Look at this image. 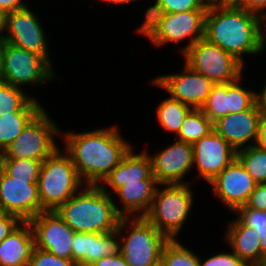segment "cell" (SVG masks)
<instances>
[{"label": "cell", "mask_w": 266, "mask_h": 266, "mask_svg": "<svg viewBox=\"0 0 266 266\" xmlns=\"http://www.w3.org/2000/svg\"><path fill=\"white\" fill-rule=\"evenodd\" d=\"M50 118L43 108L0 154V159H32L44 162L59 148L54 137L60 136L61 130Z\"/></svg>", "instance_id": "obj_8"}, {"label": "cell", "mask_w": 266, "mask_h": 266, "mask_svg": "<svg viewBox=\"0 0 266 266\" xmlns=\"http://www.w3.org/2000/svg\"><path fill=\"white\" fill-rule=\"evenodd\" d=\"M159 186L156 179H143L139 182H124L115 193L119 197V203H122L123 209H120L122 217L134 216L144 217L149 211L155 191Z\"/></svg>", "instance_id": "obj_22"}, {"label": "cell", "mask_w": 266, "mask_h": 266, "mask_svg": "<svg viewBox=\"0 0 266 266\" xmlns=\"http://www.w3.org/2000/svg\"><path fill=\"white\" fill-rule=\"evenodd\" d=\"M35 248V238L29 222H21L0 243V266H28Z\"/></svg>", "instance_id": "obj_21"}, {"label": "cell", "mask_w": 266, "mask_h": 266, "mask_svg": "<svg viewBox=\"0 0 266 266\" xmlns=\"http://www.w3.org/2000/svg\"><path fill=\"white\" fill-rule=\"evenodd\" d=\"M7 12L0 9V42L4 41L5 35H2L7 29Z\"/></svg>", "instance_id": "obj_43"}, {"label": "cell", "mask_w": 266, "mask_h": 266, "mask_svg": "<svg viewBox=\"0 0 266 266\" xmlns=\"http://www.w3.org/2000/svg\"><path fill=\"white\" fill-rule=\"evenodd\" d=\"M122 217L118 231L121 240V254L129 266H160L161 253L169 240L145 217ZM130 222V223H128ZM131 227L127 236L123 231Z\"/></svg>", "instance_id": "obj_6"}, {"label": "cell", "mask_w": 266, "mask_h": 266, "mask_svg": "<svg viewBox=\"0 0 266 266\" xmlns=\"http://www.w3.org/2000/svg\"><path fill=\"white\" fill-rule=\"evenodd\" d=\"M90 266H129L122 254L110 255L93 262Z\"/></svg>", "instance_id": "obj_40"}, {"label": "cell", "mask_w": 266, "mask_h": 266, "mask_svg": "<svg viewBox=\"0 0 266 266\" xmlns=\"http://www.w3.org/2000/svg\"><path fill=\"white\" fill-rule=\"evenodd\" d=\"M120 236L118 229L109 233L75 232L72 260L78 266H90L105 256L119 255L121 254Z\"/></svg>", "instance_id": "obj_19"}, {"label": "cell", "mask_w": 266, "mask_h": 266, "mask_svg": "<svg viewBox=\"0 0 266 266\" xmlns=\"http://www.w3.org/2000/svg\"><path fill=\"white\" fill-rule=\"evenodd\" d=\"M0 206L6 214L15 215L22 222H29L43 212L38 180L15 179L0 168Z\"/></svg>", "instance_id": "obj_11"}, {"label": "cell", "mask_w": 266, "mask_h": 266, "mask_svg": "<svg viewBox=\"0 0 266 266\" xmlns=\"http://www.w3.org/2000/svg\"><path fill=\"white\" fill-rule=\"evenodd\" d=\"M246 206L266 211V183H260L255 186Z\"/></svg>", "instance_id": "obj_38"}, {"label": "cell", "mask_w": 266, "mask_h": 266, "mask_svg": "<svg viewBox=\"0 0 266 266\" xmlns=\"http://www.w3.org/2000/svg\"><path fill=\"white\" fill-rule=\"evenodd\" d=\"M15 215L4 214L0 218V243L21 223Z\"/></svg>", "instance_id": "obj_39"}, {"label": "cell", "mask_w": 266, "mask_h": 266, "mask_svg": "<svg viewBox=\"0 0 266 266\" xmlns=\"http://www.w3.org/2000/svg\"><path fill=\"white\" fill-rule=\"evenodd\" d=\"M242 77L229 83V113L236 114L251 109L257 101V91L240 86Z\"/></svg>", "instance_id": "obj_32"}, {"label": "cell", "mask_w": 266, "mask_h": 266, "mask_svg": "<svg viewBox=\"0 0 266 266\" xmlns=\"http://www.w3.org/2000/svg\"><path fill=\"white\" fill-rule=\"evenodd\" d=\"M4 82L20 88L29 84H46L55 72L43 56L2 42Z\"/></svg>", "instance_id": "obj_10"}, {"label": "cell", "mask_w": 266, "mask_h": 266, "mask_svg": "<svg viewBox=\"0 0 266 266\" xmlns=\"http://www.w3.org/2000/svg\"><path fill=\"white\" fill-rule=\"evenodd\" d=\"M56 212L74 232L109 233L118 229L120 208L105 187L86 185Z\"/></svg>", "instance_id": "obj_3"}, {"label": "cell", "mask_w": 266, "mask_h": 266, "mask_svg": "<svg viewBox=\"0 0 266 266\" xmlns=\"http://www.w3.org/2000/svg\"><path fill=\"white\" fill-rule=\"evenodd\" d=\"M37 114H6L0 117V154L16 140Z\"/></svg>", "instance_id": "obj_29"}, {"label": "cell", "mask_w": 266, "mask_h": 266, "mask_svg": "<svg viewBox=\"0 0 266 266\" xmlns=\"http://www.w3.org/2000/svg\"><path fill=\"white\" fill-rule=\"evenodd\" d=\"M260 266H266V258L262 261Z\"/></svg>", "instance_id": "obj_50"}, {"label": "cell", "mask_w": 266, "mask_h": 266, "mask_svg": "<svg viewBox=\"0 0 266 266\" xmlns=\"http://www.w3.org/2000/svg\"><path fill=\"white\" fill-rule=\"evenodd\" d=\"M152 174L160 186L165 184H187L182 179L194 167L193 146L174 140L166 149L150 156Z\"/></svg>", "instance_id": "obj_15"}, {"label": "cell", "mask_w": 266, "mask_h": 266, "mask_svg": "<svg viewBox=\"0 0 266 266\" xmlns=\"http://www.w3.org/2000/svg\"><path fill=\"white\" fill-rule=\"evenodd\" d=\"M261 115L262 112L257 102L251 109L236 114L229 113L219 118L213 123L214 131L237 152L255 145L247 143L253 138L256 142Z\"/></svg>", "instance_id": "obj_18"}, {"label": "cell", "mask_w": 266, "mask_h": 266, "mask_svg": "<svg viewBox=\"0 0 266 266\" xmlns=\"http://www.w3.org/2000/svg\"><path fill=\"white\" fill-rule=\"evenodd\" d=\"M6 31L4 42L39 54L51 64L43 27L28 7L7 14Z\"/></svg>", "instance_id": "obj_14"}, {"label": "cell", "mask_w": 266, "mask_h": 266, "mask_svg": "<svg viewBox=\"0 0 266 266\" xmlns=\"http://www.w3.org/2000/svg\"><path fill=\"white\" fill-rule=\"evenodd\" d=\"M200 109L212 123L227 116L229 114V83L215 84Z\"/></svg>", "instance_id": "obj_28"}, {"label": "cell", "mask_w": 266, "mask_h": 266, "mask_svg": "<svg viewBox=\"0 0 266 266\" xmlns=\"http://www.w3.org/2000/svg\"><path fill=\"white\" fill-rule=\"evenodd\" d=\"M35 238V247L53 255L72 260L74 231L56 211H43L29 221Z\"/></svg>", "instance_id": "obj_12"}, {"label": "cell", "mask_w": 266, "mask_h": 266, "mask_svg": "<svg viewBox=\"0 0 266 266\" xmlns=\"http://www.w3.org/2000/svg\"><path fill=\"white\" fill-rule=\"evenodd\" d=\"M152 84L167 91L171 98L192 109H200L215 85L202 74L184 64L183 74L161 75L151 80Z\"/></svg>", "instance_id": "obj_13"}, {"label": "cell", "mask_w": 266, "mask_h": 266, "mask_svg": "<svg viewBox=\"0 0 266 266\" xmlns=\"http://www.w3.org/2000/svg\"><path fill=\"white\" fill-rule=\"evenodd\" d=\"M143 179H156L152 174L151 159L146 150L136 154L131 148L99 186L108 185L115 194L124 186V182H139Z\"/></svg>", "instance_id": "obj_20"}, {"label": "cell", "mask_w": 266, "mask_h": 266, "mask_svg": "<svg viewBox=\"0 0 266 266\" xmlns=\"http://www.w3.org/2000/svg\"><path fill=\"white\" fill-rule=\"evenodd\" d=\"M211 0H155L145 12L178 13L192 10H208Z\"/></svg>", "instance_id": "obj_33"}, {"label": "cell", "mask_w": 266, "mask_h": 266, "mask_svg": "<svg viewBox=\"0 0 266 266\" xmlns=\"http://www.w3.org/2000/svg\"><path fill=\"white\" fill-rule=\"evenodd\" d=\"M229 222L226 240L231 250L248 266H260L262 251L259 234L253 228L244 226L237 218Z\"/></svg>", "instance_id": "obj_23"}, {"label": "cell", "mask_w": 266, "mask_h": 266, "mask_svg": "<svg viewBox=\"0 0 266 266\" xmlns=\"http://www.w3.org/2000/svg\"><path fill=\"white\" fill-rule=\"evenodd\" d=\"M237 158L257 184L266 183V149L249 146L237 151Z\"/></svg>", "instance_id": "obj_27"}, {"label": "cell", "mask_w": 266, "mask_h": 266, "mask_svg": "<svg viewBox=\"0 0 266 266\" xmlns=\"http://www.w3.org/2000/svg\"><path fill=\"white\" fill-rule=\"evenodd\" d=\"M3 55H2V42H0V82H4V74H3Z\"/></svg>", "instance_id": "obj_46"}, {"label": "cell", "mask_w": 266, "mask_h": 266, "mask_svg": "<svg viewBox=\"0 0 266 266\" xmlns=\"http://www.w3.org/2000/svg\"><path fill=\"white\" fill-rule=\"evenodd\" d=\"M204 38L244 64L242 55H256L265 49L264 20L232 1L211 0Z\"/></svg>", "instance_id": "obj_1"}, {"label": "cell", "mask_w": 266, "mask_h": 266, "mask_svg": "<svg viewBox=\"0 0 266 266\" xmlns=\"http://www.w3.org/2000/svg\"><path fill=\"white\" fill-rule=\"evenodd\" d=\"M26 7L22 0H0V9L7 13Z\"/></svg>", "instance_id": "obj_42"}, {"label": "cell", "mask_w": 266, "mask_h": 266, "mask_svg": "<svg viewBox=\"0 0 266 266\" xmlns=\"http://www.w3.org/2000/svg\"><path fill=\"white\" fill-rule=\"evenodd\" d=\"M234 213L244 226L253 228L256 231L266 230V211L256 210L246 205L237 208Z\"/></svg>", "instance_id": "obj_34"}, {"label": "cell", "mask_w": 266, "mask_h": 266, "mask_svg": "<svg viewBox=\"0 0 266 266\" xmlns=\"http://www.w3.org/2000/svg\"><path fill=\"white\" fill-rule=\"evenodd\" d=\"M192 146L198 176L208 183L237 158V152L214 130Z\"/></svg>", "instance_id": "obj_17"}, {"label": "cell", "mask_w": 266, "mask_h": 266, "mask_svg": "<svg viewBox=\"0 0 266 266\" xmlns=\"http://www.w3.org/2000/svg\"><path fill=\"white\" fill-rule=\"evenodd\" d=\"M207 10H192L178 13L147 12L137 31L146 36L155 46L179 43L186 38L188 45L184 54L196 41L204 38Z\"/></svg>", "instance_id": "obj_4"}, {"label": "cell", "mask_w": 266, "mask_h": 266, "mask_svg": "<svg viewBox=\"0 0 266 266\" xmlns=\"http://www.w3.org/2000/svg\"><path fill=\"white\" fill-rule=\"evenodd\" d=\"M183 56L186 65L214 84L231 83L243 76L244 64L206 38L196 41Z\"/></svg>", "instance_id": "obj_9"}, {"label": "cell", "mask_w": 266, "mask_h": 266, "mask_svg": "<svg viewBox=\"0 0 266 266\" xmlns=\"http://www.w3.org/2000/svg\"><path fill=\"white\" fill-rule=\"evenodd\" d=\"M161 266H200V258L176 239H169L161 253Z\"/></svg>", "instance_id": "obj_30"}, {"label": "cell", "mask_w": 266, "mask_h": 266, "mask_svg": "<svg viewBox=\"0 0 266 266\" xmlns=\"http://www.w3.org/2000/svg\"><path fill=\"white\" fill-rule=\"evenodd\" d=\"M187 184H165L156 188L151 207L144 216L168 239H176L192 208L193 194Z\"/></svg>", "instance_id": "obj_7"}, {"label": "cell", "mask_w": 266, "mask_h": 266, "mask_svg": "<svg viewBox=\"0 0 266 266\" xmlns=\"http://www.w3.org/2000/svg\"><path fill=\"white\" fill-rule=\"evenodd\" d=\"M43 107L21 88L0 82V117L6 114H38Z\"/></svg>", "instance_id": "obj_24"}, {"label": "cell", "mask_w": 266, "mask_h": 266, "mask_svg": "<svg viewBox=\"0 0 266 266\" xmlns=\"http://www.w3.org/2000/svg\"><path fill=\"white\" fill-rule=\"evenodd\" d=\"M200 266H248L241 258L234 252L219 253L201 261Z\"/></svg>", "instance_id": "obj_36"}, {"label": "cell", "mask_w": 266, "mask_h": 266, "mask_svg": "<svg viewBox=\"0 0 266 266\" xmlns=\"http://www.w3.org/2000/svg\"><path fill=\"white\" fill-rule=\"evenodd\" d=\"M237 7L266 19V0H231ZM264 11V12H263Z\"/></svg>", "instance_id": "obj_37"}, {"label": "cell", "mask_w": 266, "mask_h": 266, "mask_svg": "<svg viewBox=\"0 0 266 266\" xmlns=\"http://www.w3.org/2000/svg\"><path fill=\"white\" fill-rule=\"evenodd\" d=\"M256 146L266 149V115L262 114L259 120V128L255 142Z\"/></svg>", "instance_id": "obj_41"}, {"label": "cell", "mask_w": 266, "mask_h": 266, "mask_svg": "<svg viewBox=\"0 0 266 266\" xmlns=\"http://www.w3.org/2000/svg\"><path fill=\"white\" fill-rule=\"evenodd\" d=\"M65 153V154H64ZM58 148L43 163L38 177V191L43 211H56L70 199L84 182L66 152Z\"/></svg>", "instance_id": "obj_5"}, {"label": "cell", "mask_w": 266, "mask_h": 266, "mask_svg": "<svg viewBox=\"0 0 266 266\" xmlns=\"http://www.w3.org/2000/svg\"><path fill=\"white\" fill-rule=\"evenodd\" d=\"M210 184L213 192L230 211L246 205L257 185L238 158L219 173Z\"/></svg>", "instance_id": "obj_16"}, {"label": "cell", "mask_w": 266, "mask_h": 266, "mask_svg": "<svg viewBox=\"0 0 266 266\" xmlns=\"http://www.w3.org/2000/svg\"><path fill=\"white\" fill-rule=\"evenodd\" d=\"M28 266H78L73 260L59 258L52 253L34 248Z\"/></svg>", "instance_id": "obj_35"}, {"label": "cell", "mask_w": 266, "mask_h": 266, "mask_svg": "<svg viewBox=\"0 0 266 266\" xmlns=\"http://www.w3.org/2000/svg\"><path fill=\"white\" fill-rule=\"evenodd\" d=\"M65 152L85 185L99 186L132 148L116 126L83 133L62 132Z\"/></svg>", "instance_id": "obj_2"}, {"label": "cell", "mask_w": 266, "mask_h": 266, "mask_svg": "<svg viewBox=\"0 0 266 266\" xmlns=\"http://www.w3.org/2000/svg\"><path fill=\"white\" fill-rule=\"evenodd\" d=\"M191 110V107L169 96V98L163 100L156 108V115L159 124L165 130L174 132L176 137L185 117Z\"/></svg>", "instance_id": "obj_25"}, {"label": "cell", "mask_w": 266, "mask_h": 266, "mask_svg": "<svg viewBox=\"0 0 266 266\" xmlns=\"http://www.w3.org/2000/svg\"><path fill=\"white\" fill-rule=\"evenodd\" d=\"M101 1H105V2H110L112 4H126V3H130L132 1H135V0H101Z\"/></svg>", "instance_id": "obj_47"}, {"label": "cell", "mask_w": 266, "mask_h": 266, "mask_svg": "<svg viewBox=\"0 0 266 266\" xmlns=\"http://www.w3.org/2000/svg\"><path fill=\"white\" fill-rule=\"evenodd\" d=\"M262 92L257 93V101L262 114L266 115V85L261 90Z\"/></svg>", "instance_id": "obj_44"}, {"label": "cell", "mask_w": 266, "mask_h": 266, "mask_svg": "<svg viewBox=\"0 0 266 266\" xmlns=\"http://www.w3.org/2000/svg\"><path fill=\"white\" fill-rule=\"evenodd\" d=\"M264 28L266 30V19L264 20ZM265 44H266V32H265Z\"/></svg>", "instance_id": "obj_49"}, {"label": "cell", "mask_w": 266, "mask_h": 266, "mask_svg": "<svg viewBox=\"0 0 266 266\" xmlns=\"http://www.w3.org/2000/svg\"><path fill=\"white\" fill-rule=\"evenodd\" d=\"M214 130L213 123L201 109H192L185 117L176 140L195 143Z\"/></svg>", "instance_id": "obj_26"}, {"label": "cell", "mask_w": 266, "mask_h": 266, "mask_svg": "<svg viewBox=\"0 0 266 266\" xmlns=\"http://www.w3.org/2000/svg\"><path fill=\"white\" fill-rule=\"evenodd\" d=\"M42 163L32 159H0L1 168L20 180H38Z\"/></svg>", "instance_id": "obj_31"}, {"label": "cell", "mask_w": 266, "mask_h": 266, "mask_svg": "<svg viewBox=\"0 0 266 266\" xmlns=\"http://www.w3.org/2000/svg\"><path fill=\"white\" fill-rule=\"evenodd\" d=\"M5 214V211L2 209V207L0 206V218Z\"/></svg>", "instance_id": "obj_48"}, {"label": "cell", "mask_w": 266, "mask_h": 266, "mask_svg": "<svg viewBox=\"0 0 266 266\" xmlns=\"http://www.w3.org/2000/svg\"><path fill=\"white\" fill-rule=\"evenodd\" d=\"M260 237V246L262 251V261L266 258V230L256 231Z\"/></svg>", "instance_id": "obj_45"}]
</instances>
